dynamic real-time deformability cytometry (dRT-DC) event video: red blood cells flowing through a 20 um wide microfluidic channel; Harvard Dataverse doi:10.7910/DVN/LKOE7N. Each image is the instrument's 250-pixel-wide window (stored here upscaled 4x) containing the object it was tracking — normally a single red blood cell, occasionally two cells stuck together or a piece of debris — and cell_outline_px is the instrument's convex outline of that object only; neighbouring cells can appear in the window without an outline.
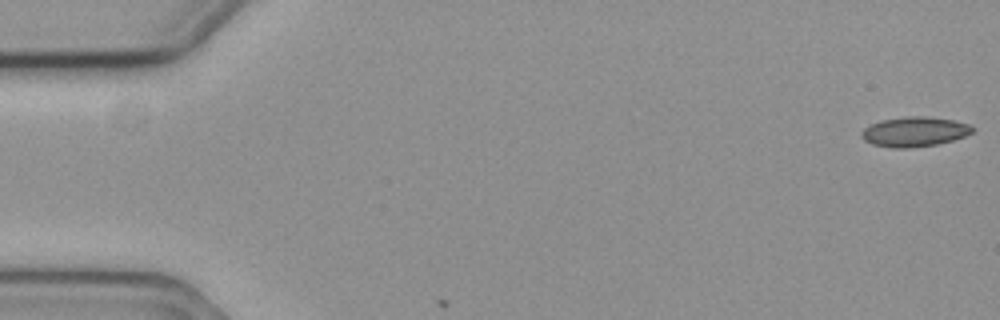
{"species": "common noctule bat (a hibernating species)", "species_latin": "Nyctalus noctula", "temperature_condition": "cold", "stored_images_in_passage": 4, "camera_frame_rate_fps": 3000, "um_per_image_px": 0.085, "animal": {"sex": "female", "body_mass_g": 19.3, "forearm_length_mm": 54.1}, "frame": {"image": 1, "passage_image": 1, "time_ms": 0.0, "image_size_px": [1000, 320], "cell_outline_px": [[972, 132], [964, 136], [952, 140], [936, 144], [908, 148], [892, 148], [872, 144], [864, 140], [860, 136], [860, 132], [864, 128], [880, 120], [908, 116], [924, 116], [952, 120], [972, 124]], "centroid_in_image_um": [77.7, 11.19], "position_along_channel_um": 7.3, "area_um2": 19.19}}